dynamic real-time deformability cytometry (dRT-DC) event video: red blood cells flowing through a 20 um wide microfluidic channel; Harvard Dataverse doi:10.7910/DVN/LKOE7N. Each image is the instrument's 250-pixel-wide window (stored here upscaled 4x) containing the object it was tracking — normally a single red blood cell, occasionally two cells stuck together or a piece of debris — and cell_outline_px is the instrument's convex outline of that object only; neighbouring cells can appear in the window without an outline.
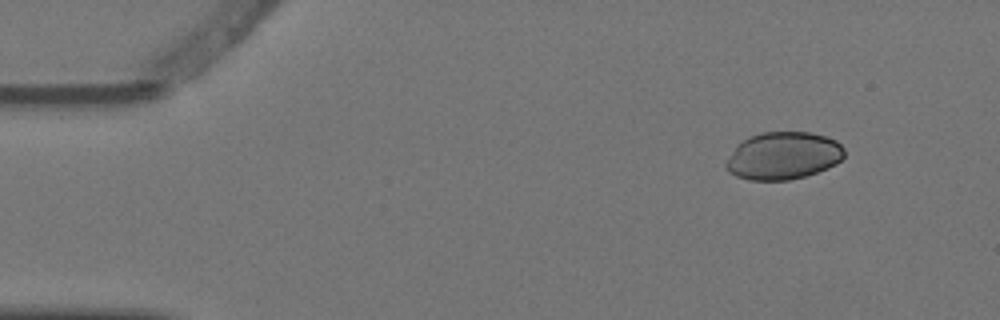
{"species": "Egyptian fruit bat (a non-hibernating species)", "species_latin": "Rousettus aegyptiacus", "temperature_condition": "warm", "stored_images_in_passage": 5, "camera_frame_rate_fps": 3000, "um_per_image_px": 0.085, "animal": {"sex": "female"}, "frame": {"image": 1, "passage_image": 1, "time_ms": 0.0, "image_size_px": [1000, 320], "cell_outline_px": [[844, 156], [836, 164], [828, 168], [804, 176], [788, 180], [748, 180], [736, 176], [728, 172], [724, 164], [736, 144], [748, 136], [760, 132], [808, 132], [824, 136], [836, 140], [844, 148]], "centroid_in_image_um": [66.54, 13.23], "position_along_channel_um": 18.5, "area_um2": 32.95}}